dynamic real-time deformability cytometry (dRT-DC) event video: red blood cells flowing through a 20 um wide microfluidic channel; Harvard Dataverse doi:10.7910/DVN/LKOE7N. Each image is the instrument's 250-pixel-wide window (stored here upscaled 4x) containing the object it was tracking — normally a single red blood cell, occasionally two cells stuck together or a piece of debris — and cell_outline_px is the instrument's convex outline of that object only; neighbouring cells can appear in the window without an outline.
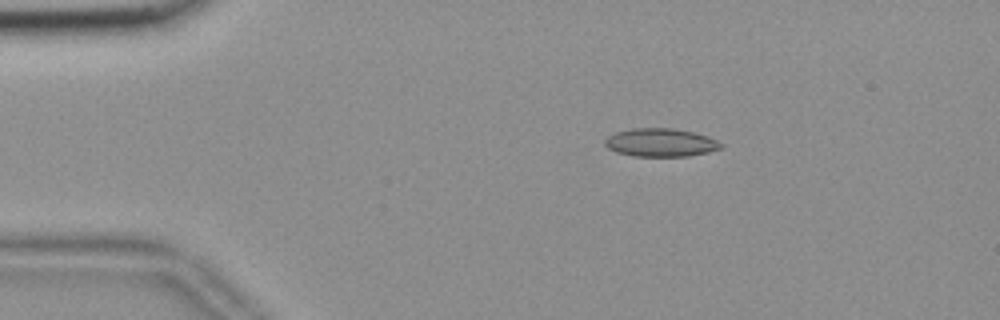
{"species": "common noctule bat (a hibernating species)", "species_latin": "Nyctalus noctula", "temperature_condition": "room temperature", "stored_images_in_passage": 46, "camera_frame_rate_fps": 3000, "um_per_image_px": 0.085, "animal": {"sex": "female", "body_mass_g": 18.4}, "frame": {"image": 1, "passage_image": 1, "time_ms": 0.0, "image_size_px": [1000, 320], "cell_outline_px": [[724, 144], [720, 148], [708, 152], [688, 156], [632, 156], [616, 152], [608, 148], [604, 144], [604, 140], [608, 136], [616, 132], [632, 128], [672, 128], [692, 132], [708, 136]], "centroid_in_image_um": [56.13, 12.11], "position_along_channel_um": 28.9, "area_um2": 19.07}}
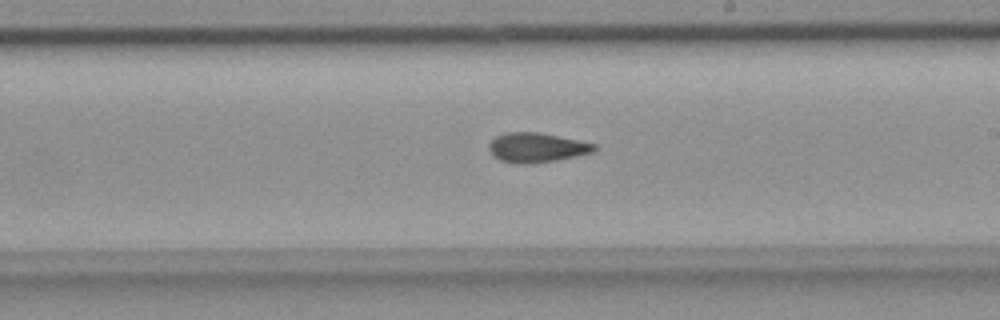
{"frame": {"image": 2, "passage_image": 23, "time_ms": 7.333, "image_size_px": [1000, 320], "cell_outline_px": [[596, 148], [592, 152], [556, 160], [500, 160], [492, 156], [488, 148], [488, 144], [496, 136], [504, 132], [536, 132], [596, 144]], "centroid_in_image_um": [45.58, 12.48], "position_along_channel_um": 243.4, "area_um2": 16.99}}
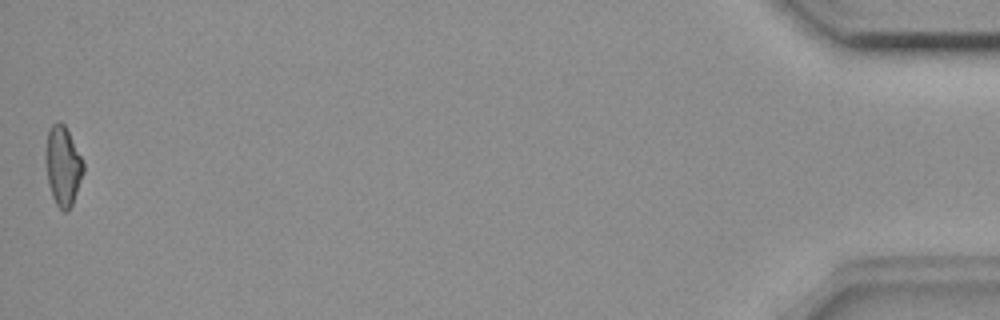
{"frame": {"image": 3, "passage_image": 46, "time_ms": 15.0, "image_size_px": [1000, 320], "cell_outline_px": [[84, 172], [72, 204], [68, 212], [64, 212], [56, 204], [52, 196], [48, 184], [44, 156], [48, 128], [56, 120], [60, 120], [64, 124], [84, 164]], "centroid_in_image_um": [5.31, 14.09], "position_along_channel_um": 429.9, "area_um2": 17.57}, "authors_computed_cell_mechanics": {"area_um2": 17.629, "velocity_mm_per_s": 3.688, "shape_relaxation_time_tau1_ms": null, "shape_relaxation_time_tau2_ms": 4.0242, "deformation_change_tau1": null, "deformation_change_tau2": 0.1298}}